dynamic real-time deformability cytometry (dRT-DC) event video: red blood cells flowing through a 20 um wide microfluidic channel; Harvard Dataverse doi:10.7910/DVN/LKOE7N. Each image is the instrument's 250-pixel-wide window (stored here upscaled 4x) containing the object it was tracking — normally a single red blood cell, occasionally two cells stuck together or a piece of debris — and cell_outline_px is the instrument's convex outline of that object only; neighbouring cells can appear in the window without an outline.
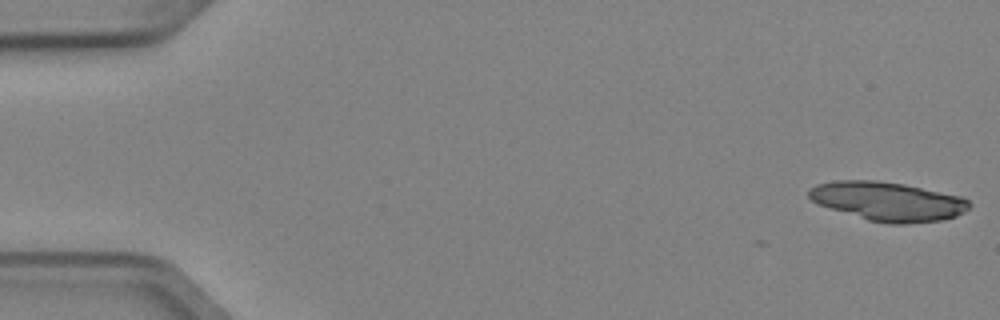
{"species": "Egyptian fruit bat (a non-hibernating species)", "species_latin": "Rousettus aegyptiacus", "temperature_condition": "cold", "stored_images_in_passage": 5, "camera_frame_rate_fps": 3000, "um_per_image_px": 0.085, "animal": {"sex": "female"}, "frame": {"image": 1, "passage_image": 1, "time_ms": 0.0, "image_size_px": [1000, 320], "cell_outline_px": [[968, 208], [964, 212], [956, 216], [940, 220], [904, 224], [888, 224], [868, 220], [816, 204], [808, 196], [808, 188], [816, 184], [832, 180], [876, 180], [904, 184], [964, 196], [968, 200]], "centroid_in_image_um": [75.43, 17.1], "position_along_channel_um": 9.6, "area_um2": 36.65}}